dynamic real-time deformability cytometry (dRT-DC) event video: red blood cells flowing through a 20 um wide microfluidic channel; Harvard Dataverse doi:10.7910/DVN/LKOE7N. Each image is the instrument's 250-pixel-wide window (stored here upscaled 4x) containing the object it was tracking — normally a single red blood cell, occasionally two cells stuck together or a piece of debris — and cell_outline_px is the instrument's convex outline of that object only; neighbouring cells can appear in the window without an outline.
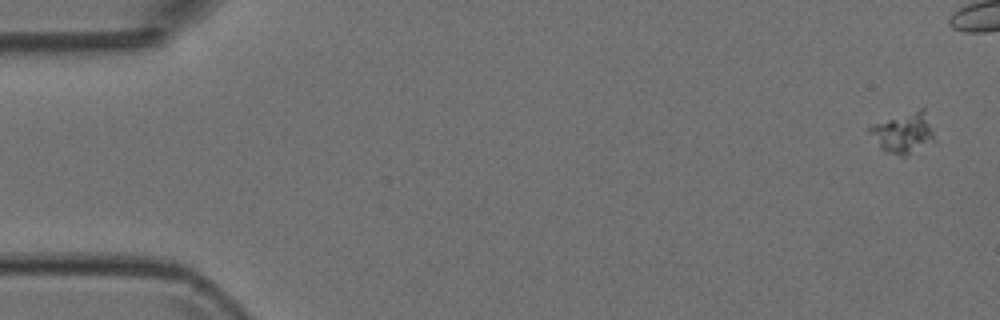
{"species": "Egyptian fruit bat (a non-hibernating species)", "species_latin": "Rousettus aegyptiacus", "temperature_condition": "room temperature", "stored_images_in_passage": 3, "camera_frame_rate_fps": 3000, "um_per_image_px": 0.085, "animal": {"sex": "female"}, "frame": {"image": 1, "passage_image": 1, "time_ms": 0.0, "image_size_px": [1000, 320], "cell_outline_px": [[936, 144], [904, 156], [900, 156], [884, 152], [880, 148], [868, 132], [868, 128], [872, 124], [920, 108], [924, 108], [936, 140]], "centroid_in_image_um": [76.82, 11.33], "position_along_channel_um": 8.2, "area_um2": 15.72}}